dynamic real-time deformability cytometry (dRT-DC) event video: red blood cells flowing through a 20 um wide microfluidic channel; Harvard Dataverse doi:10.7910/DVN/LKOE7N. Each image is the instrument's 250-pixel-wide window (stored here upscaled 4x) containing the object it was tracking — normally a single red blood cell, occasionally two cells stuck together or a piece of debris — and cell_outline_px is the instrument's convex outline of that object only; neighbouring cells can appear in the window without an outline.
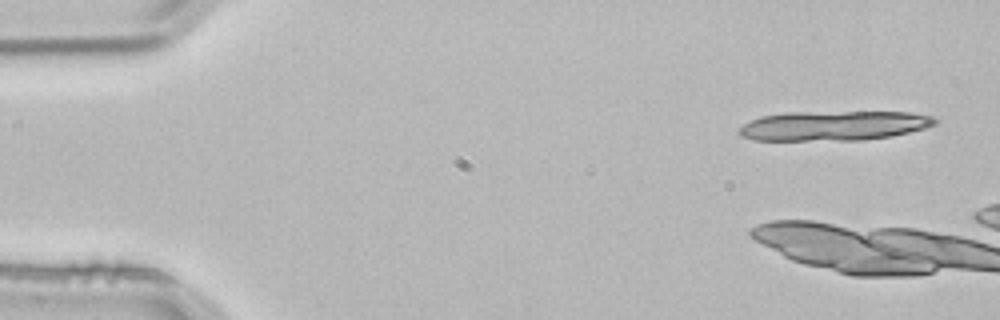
{"species": "common noctule bat (a hibernating species)", "species_latin": "Nyctalus noctula", "temperature_condition": "room temperature", "stored_images_in_passage": 6, "segment_of_instrument_passage": [1, 2], "camera_frame_rate_fps": 3000, "um_per_image_px": 0.085, "animal": {"sex": "male", "body_mass_g": 21.5, "forearm_length_mm": 52.0}, "frame": {"image": 1, "passage_image": 1, "time_ms": 0.0, "image_size_px": [1000, 320], "cell_outline_px": [[940, 120], [936, 124], [924, 128], [908, 132], [888, 136], [864, 140], [752, 140], [740, 136], [736, 132], [744, 124], [752, 120], [764, 116], [788, 112], [912, 112], [932, 116]], "centroid_in_image_um": [70.88, 10.68], "position_along_channel_um": 14.1, "area_um2": 33.81}}
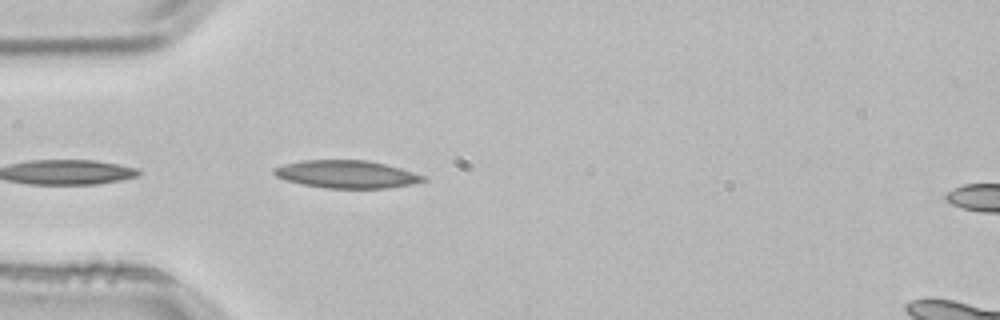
{"frame": {"image": 2, "passage_image": 5, "time_ms": 1.333, "image_size_px": [1000, 320], "cell_outline_px": [[428, 180], [412, 184], [388, 188], [328, 188], [304, 184], [288, 180], [276, 176], [272, 172], [272, 168], [284, 164], [300, 160], [368, 160], [400, 168], [424, 176]], "centroid_in_image_um": [29.46, 14.8], "position_along_channel_um": 55.5, "area_um2": 23.93}}